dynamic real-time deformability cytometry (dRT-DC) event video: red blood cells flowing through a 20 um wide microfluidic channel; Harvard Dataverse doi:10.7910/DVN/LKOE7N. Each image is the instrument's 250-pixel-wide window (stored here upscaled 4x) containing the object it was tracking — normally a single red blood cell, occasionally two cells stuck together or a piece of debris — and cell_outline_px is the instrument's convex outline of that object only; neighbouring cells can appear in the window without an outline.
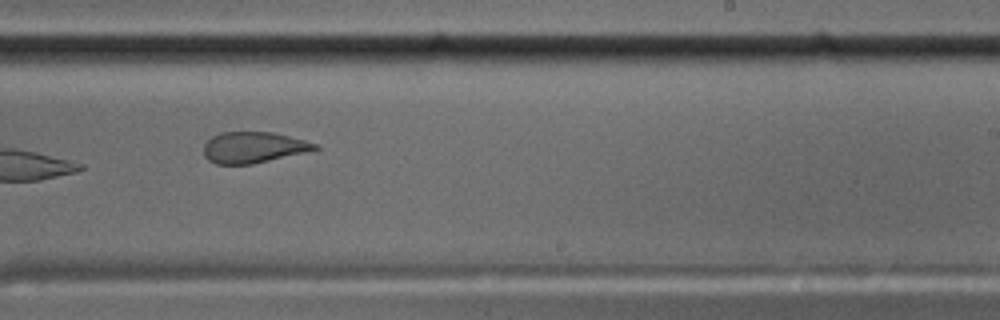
{"species": "common noctule bat (a hibernating species)", "species_latin": "Nyctalus noctula", "temperature_condition": "cold", "stored_images_in_passage": 11, "camera_frame_rate_fps": 3000, "um_per_image_px": 0.085, "animal": {"sex": "male", "body_mass_g": 17.5, "forearm_length_mm": 52.3}, "frame": {"image": 1, "passage_image": 10, "time_ms": 3.0, "image_size_px": [1000, 320], "cell_outline_px": [[320, 148], [304, 152], [252, 164], [216, 164], [208, 160], [204, 156], [204, 144], [212, 136], [220, 132], [272, 132], [320, 144]], "centroid_in_image_um": [21.51, 12.52], "position_along_channel_um": 267.5, "area_um2": 20.0}}